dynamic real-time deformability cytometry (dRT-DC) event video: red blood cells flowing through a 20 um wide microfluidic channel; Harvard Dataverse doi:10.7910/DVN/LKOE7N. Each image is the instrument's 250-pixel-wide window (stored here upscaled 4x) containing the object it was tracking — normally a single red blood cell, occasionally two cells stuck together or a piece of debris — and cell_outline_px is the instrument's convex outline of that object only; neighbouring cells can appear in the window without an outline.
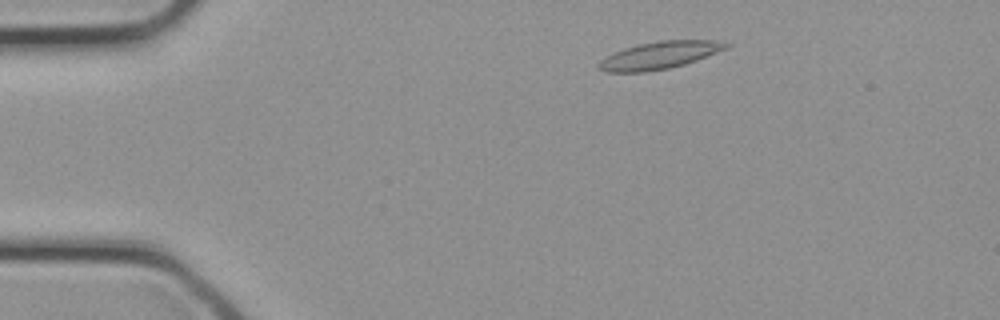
{"species": "common noctule bat (a hibernating species)", "species_latin": "Nyctalus noctula", "temperature_condition": "cold", "stored_images_in_passage": 29, "segment_of_instrument_passage": [1, 2], "camera_frame_rate_fps": 3000, "um_per_image_px": 0.085, "animal": {"sex": "female", "body_mass_g": 21.9}, "frame": {"image": 1, "passage_image": 2, "time_ms": 0.333, "image_size_px": [1000, 320], "cell_outline_px": [[732, 44], [728, 48], [696, 60], [684, 64], [668, 68], [644, 72], [604, 72], [596, 68], [596, 64], [600, 60], [624, 48], [656, 40], [712, 40]], "centroid_in_image_um": [56.03, 4.7], "position_along_channel_um": 29.0, "area_um2": 20.23}}
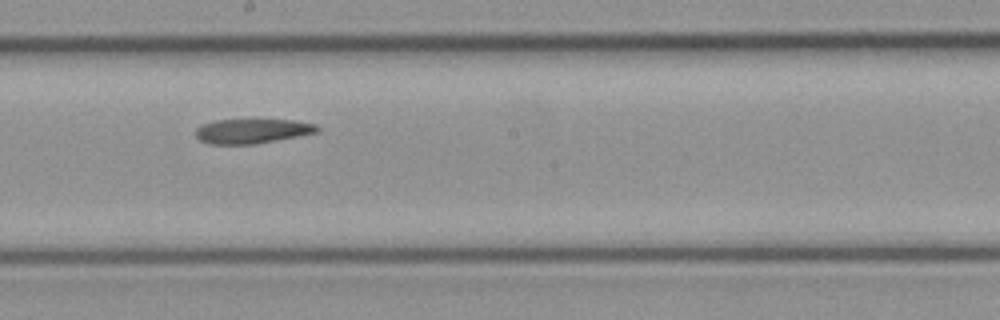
{"frame": {"image": 2, "passage_image": 14, "time_ms": 4.333, "image_size_px": [1000, 320], "cell_outline_px": [[320, 128], [316, 132], [256, 144], [208, 144], [200, 140], [196, 136], [196, 128], [204, 124], [216, 120], [292, 120], [316, 124]], "centroid_in_image_um": [21.41, 11.14], "position_along_channel_um": 226.8, "area_um2": 17.17}}
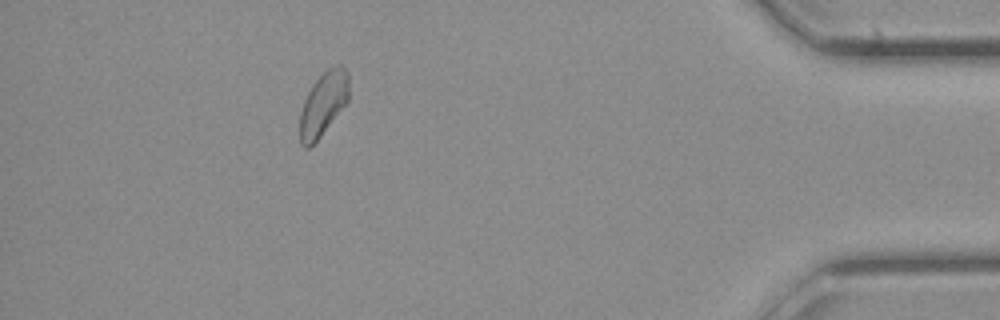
{"frame": {"image": 3, "passage_image": 25, "time_ms": 8.0, "image_size_px": [1000, 320], "cell_outline_px": [[348, 100], [320, 136], [308, 148], [304, 148], [300, 144], [300, 112], [304, 100], [312, 84], [328, 68], [340, 64], [344, 64], [348, 72]], "centroid_in_image_um": [27.47, 8.8], "position_along_channel_um": 407.7, "area_um2": 17.98}}